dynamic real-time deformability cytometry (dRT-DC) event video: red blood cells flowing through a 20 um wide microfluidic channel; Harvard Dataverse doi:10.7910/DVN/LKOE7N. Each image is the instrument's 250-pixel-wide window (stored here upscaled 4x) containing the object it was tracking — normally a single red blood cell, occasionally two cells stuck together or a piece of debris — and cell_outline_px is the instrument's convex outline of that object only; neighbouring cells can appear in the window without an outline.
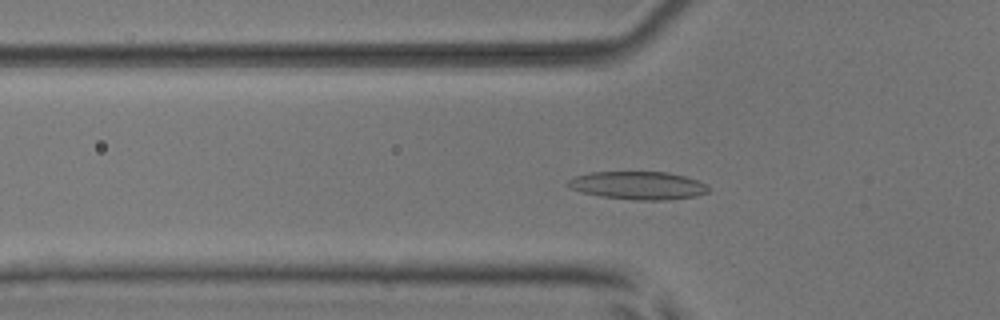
{"species": "common noctule bat (a hibernating species)", "species_latin": "Nyctalus noctula", "temperature_condition": "room temperature", "stored_images_in_passage": 38, "camera_frame_rate_fps": 3000, "um_per_image_px": 0.085, "animal": {"sex": "male", "body_mass_g": 17.9, "forearm_length_mm": 54.2}, "frame": {"image": 1, "passage_image": 8, "time_ms": 2.333, "image_size_px": [1000, 320], "cell_outline_px": [[708, 192], [696, 196], [668, 200], [636, 200], [600, 196], [584, 192], [572, 188], [568, 184], [568, 180], [576, 176], [592, 172], [668, 172], [684, 176], [708, 184]], "centroid_in_image_um": [54.29, 15.76], "position_along_channel_um": 71.5, "area_um2": 22.72}}
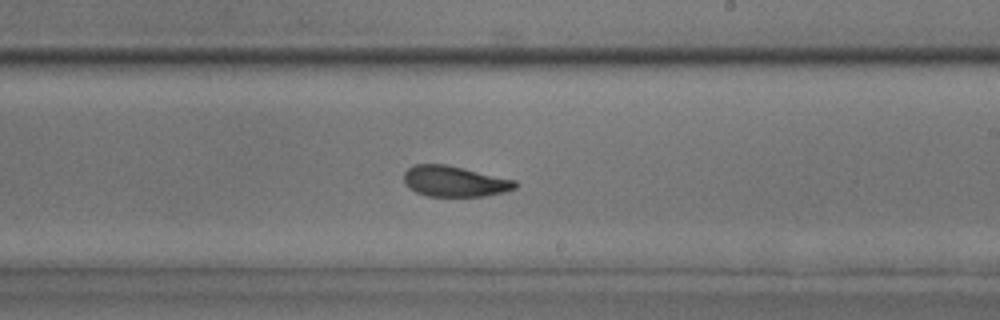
{"frame": {"image": 2, "passage_image": 22, "time_ms": 7.0, "image_size_px": [1000, 320], "cell_outline_px": [[520, 184], [516, 188], [504, 192], [484, 196], [428, 196], [416, 192], [408, 188], [404, 180], [404, 172], [412, 164], [444, 164], [464, 168], [516, 180]], "centroid_in_image_um": [38.65, 15.41], "position_along_channel_um": 250.4, "area_um2": 20.06}}
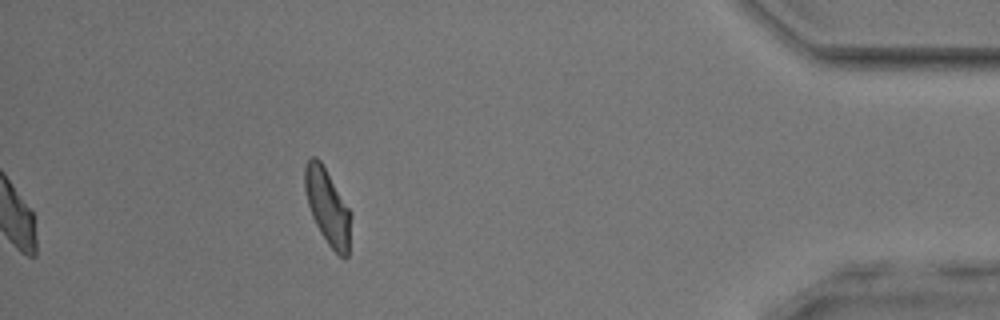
{"frame": {"image": 3, "passage_image": 38, "time_ms": 12.333, "image_size_px": [1000, 320], "cell_outline_px": [[352, 216], [348, 256], [340, 256], [328, 244], [320, 232], [312, 216], [308, 204], [304, 188], [304, 164], [312, 156], [316, 156], [320, 160], [352, 212]], "centroid_in_image_um": [27.85, 17.55], "position_along_channel_um": 407.4, "area_um2": 20.4}, "authors_computed_cell_mechanics": {"area_um2": 20.2589, "velocity_mm_per_s": 3.8455, "shape_relaxation_time_tau1_ms": 4.209, "shape_relaxation_time_tau2_ms": 2.1632, "deformation_change_tau1": 0.1153, "deformation_change_tau2": 0.078}}